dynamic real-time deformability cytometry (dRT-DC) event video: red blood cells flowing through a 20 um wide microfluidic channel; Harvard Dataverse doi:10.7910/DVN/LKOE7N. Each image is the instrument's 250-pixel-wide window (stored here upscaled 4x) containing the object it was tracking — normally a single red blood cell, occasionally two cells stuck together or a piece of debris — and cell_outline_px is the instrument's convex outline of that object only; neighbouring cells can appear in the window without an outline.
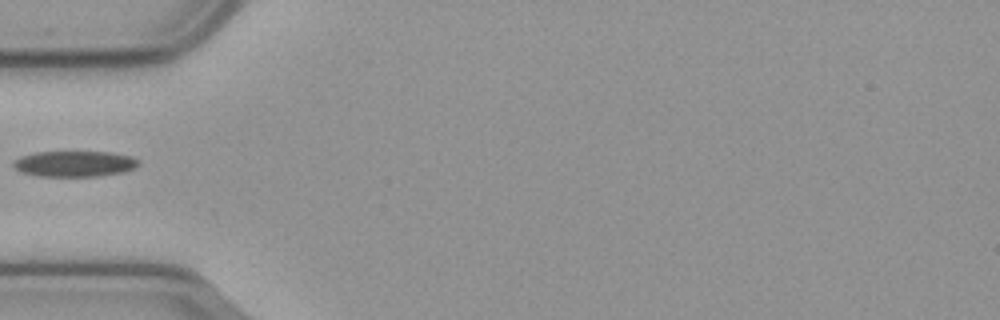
{"species": "common noctule bat (a hibernating species)", "species_latin": "Nyctalus noctula", "temperature_condition": "cold", "stored_images_in_passage": 39, "camera_frame_rate_fps": 3000, "um_per_image_px": 0.085, "animal": {"sex": "male", "body_mass_g": 23.1, "forearm_length_mm": 52.7}, "frame": {"image": 1, "passage_image": 1, "time_ms": 0.0, "image_size_px": [1000, 320], "cell_outline_px": [[140, 164], [124, 172], [96, 176], [40, 176], [24, 172], [16, 168], [12, 164], [12, 160], [20, 156], [36, 152], [112, 152], [132, 156], [140, 160]], "centroid_in_image_um": [6.36, 13.91], "position_along_channel_um": 78.6, "area_um2": 18.79}}
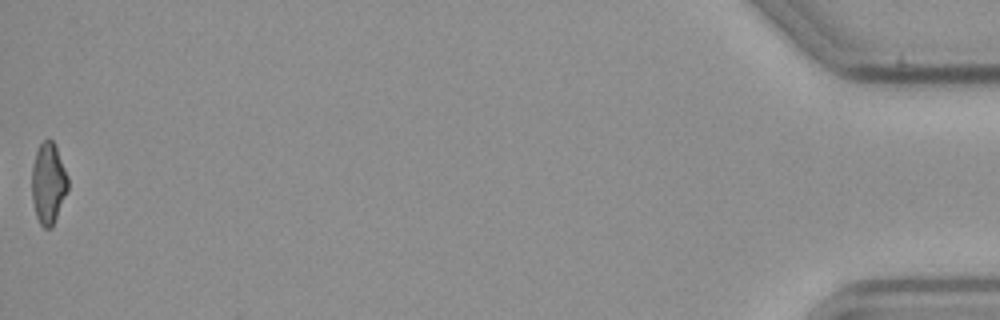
{"frame": {"image": 2, "passage_image": 39, "time_ms": 12.667, "image_size_px": [1000, 320], "cell_outline_px": [[68, 188], [52, 228], [44, 228], [40, 224], [36, 216], [32, 200], [32, 168], [36, 152], [40, 144], [44, 140], [52, 140], [56, 144], [68, 176]], "centroid_in_image_um": [4.11, 15.57], "position_along_channel_um": 431.1, "area_um2": 17.05}}